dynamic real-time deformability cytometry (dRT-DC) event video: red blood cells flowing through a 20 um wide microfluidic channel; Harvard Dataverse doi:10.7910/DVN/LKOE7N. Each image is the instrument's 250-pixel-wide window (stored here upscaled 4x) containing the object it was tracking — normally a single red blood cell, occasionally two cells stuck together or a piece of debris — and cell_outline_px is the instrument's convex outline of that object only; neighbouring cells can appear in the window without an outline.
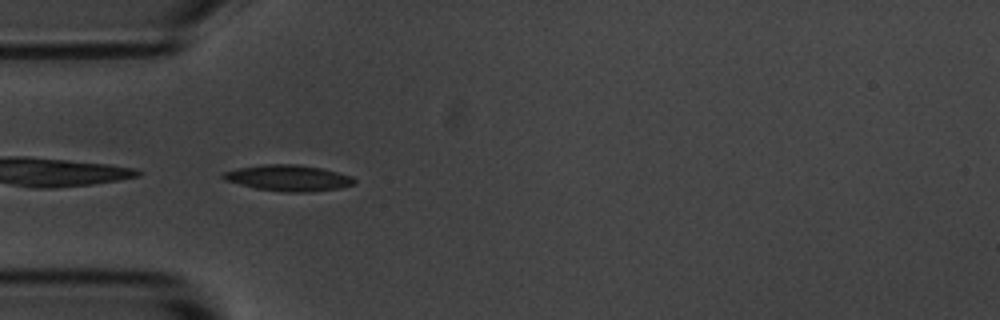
{"species": "common noctule bat (a hibernating species)", "species_latin": "Nyctalus noctula", "temperature_condition": "room temperature", "stored_images_in_passage": 39, "camera_frame_rate_fps": 3000, "um_per_image_px": 0.085, "animal": {"sex": "male", "body_mass_g": 20.1, "forearm_length_mm": 53.5}, "frame": {"image": 1, "passage_image": 1, "time_ms": 0.0, "image_size_px": [1000, 320], "cell_outline_px": [[356, 184], [340, 188], [312, 192], [288, 192], [256, 188], [224, 180], [220, 176], [224, 172], [240, 168], [264, 164], [300, 164], [320, 168], [352, 176], [356, 180]], "centroid_in_image_um": [24.55, 15.13], "position_along_channel_um": 60.5, "area_um2": 19.83}}
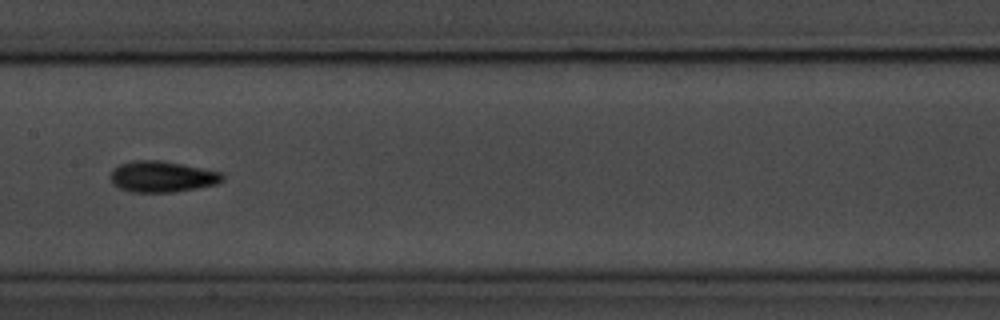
{"frame": {"image": 2, "passage_image": 12, "time_ms": 3.667, "image_size_px": [1000, 320], "cell_outline_px": [[224, 180], [216, 184], [196, 188], [172, 192], [132, 192], [120, 188], [112, 184], [112, 168], [120, 164], [136, 160], [160, 160], [220, 172], [224, 176]], "centroid_in_image_um": [13.76, 15.02], "position_along_channel_um": 193.6, "area_um2": 20.0}}
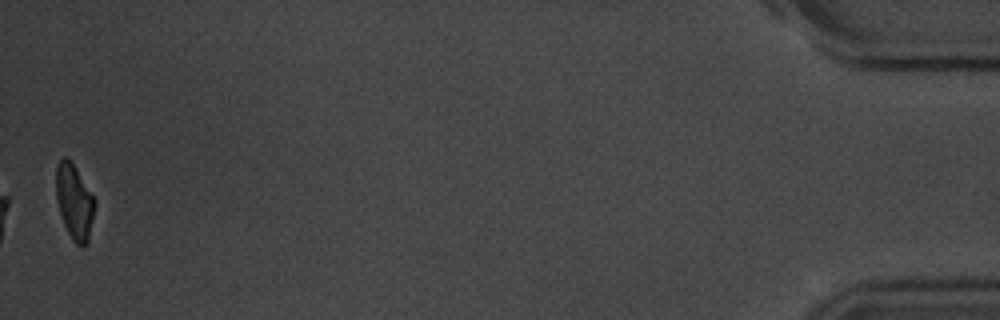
{"frame": {"image": 3, "passage_image": 39, "time_ms": 12.667, "image_size_px": [1000, 320], "cell_outline_px": [[96, 204], [88, 244], [84, 248], [80, 248], [72, 240], [64, 224], [56, 200], [56, 168], [60, 160], [64, 156], [72, 160], [96, 200]], "centroid_in_image_um": [6.35, 17.17], "position_along_channel_um": 428.9, "area_um2": 17.34}, "authors_computed_cell_mechanics": {"area_um2": 18.6116, "velocity_mm_per_s": 3.6612, "shape_relaxation_time_tau1_ms": 2.5958, "shape_relaxation_time_tau2_ms": 3.3301, "deformation_change_tau1": 0.1314, "deformation_change_tau2": 0.0783}}